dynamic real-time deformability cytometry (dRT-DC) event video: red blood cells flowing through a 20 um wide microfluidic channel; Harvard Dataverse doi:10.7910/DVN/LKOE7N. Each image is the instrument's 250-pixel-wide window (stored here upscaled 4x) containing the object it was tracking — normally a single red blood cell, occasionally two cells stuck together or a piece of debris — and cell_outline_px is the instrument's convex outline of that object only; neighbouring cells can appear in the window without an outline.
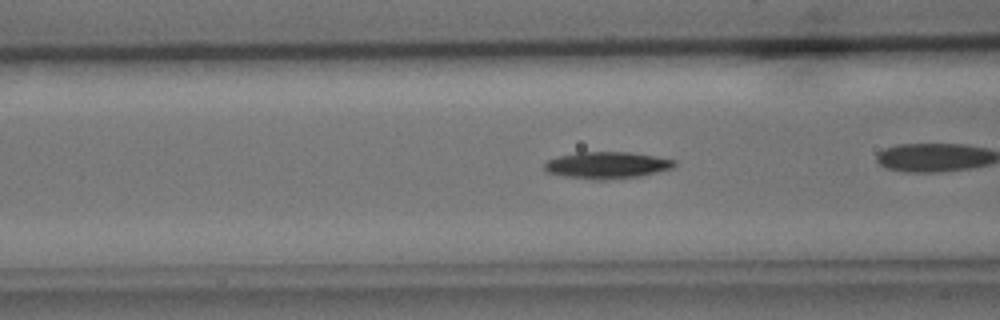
{"species": "common noctule bat (a hibernating species)", "species_latin": "Nyctalus noctula", "temperature_condition": "cold", "stored_images_in_passage": 9, "camera_frame_rate_fps": 3000, "um_per_image_px": 0.085, "animal": {"sex": "male", "body_mass_g": 15.6}, "frame": {"image": 1, "passage_image": 7, "time_ms": 8.0, "image_size_px": [1000, 320], "cell_outline_px": [[676, 168], [640, 176], [604, 180], [592, 180], [564, 176], [548, 172], [544, 168], [544, 164], [548, 160], [560, 156], [576, 152], [632, 152], [676, 160]], "centroid_in_image_um": [51.64, 14.04], "position_along_channel_um": 115.0, "area_um2": 20.4}}